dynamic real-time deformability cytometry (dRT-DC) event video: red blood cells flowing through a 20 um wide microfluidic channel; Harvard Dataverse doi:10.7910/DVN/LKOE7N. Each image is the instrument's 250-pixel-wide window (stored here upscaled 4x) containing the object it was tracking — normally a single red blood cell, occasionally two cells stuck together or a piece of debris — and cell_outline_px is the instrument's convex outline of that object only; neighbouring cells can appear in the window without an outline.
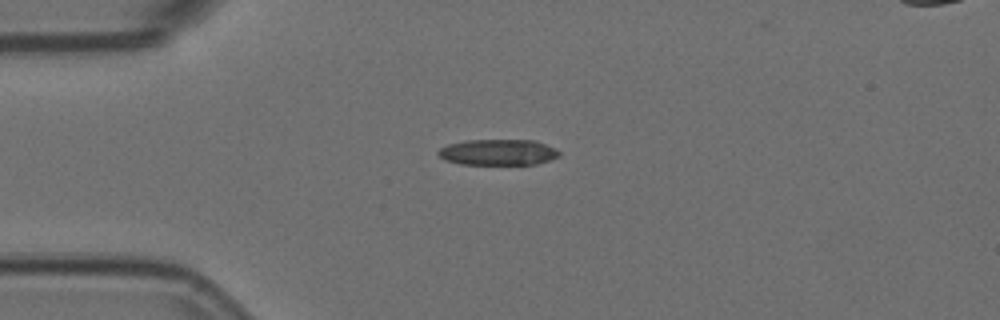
{"species": "Egyptian fruit bat (a non-hibernating species)", "species_latin": "Rousettus aegyptiacus", "temperature_condition": "room temperature", "stored_images_in_passage": 10, "camera_frame_rate_fps": 3000, "um_per_image_px": 0.085, "animal": {"sex": "female"}, "frame": {"image": 1, "passage_image": 1, "time_ms": 0.0, "image_size_px": [1000, 320], "cell_outline_px": [[560, 156], [536, 164], [460, 164], [444, 160], [436, 152], [440, 148], [448, 144], [464, 140], [536, 140], [556, 148], [560, 152]], "centroid_in_image_um": [42.33, 12.93], "position_along_channel_um": 42.7, "area_um2": 18.38}}
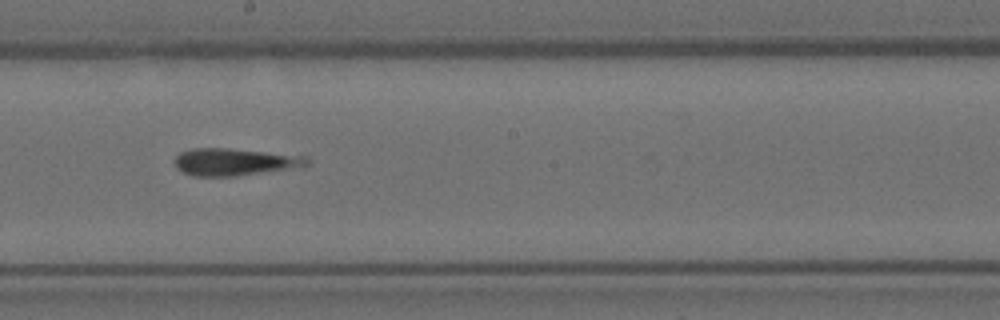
{"frame": {"image": 2, "passage_image": 6, "time_ms": 1.667, "image_size_px": [1000, 320], "cell_outline_px": [[312, 164], [300, 168], [236, 176], [192, 176], [176, 168], [172, 160], [180, 152], [192, 148], [228, 148], [308, 156]], "centroid_in_image_um": [19.99, 13.77], "position_along_channel_um": 228.2, "area_um2": 21.5}}
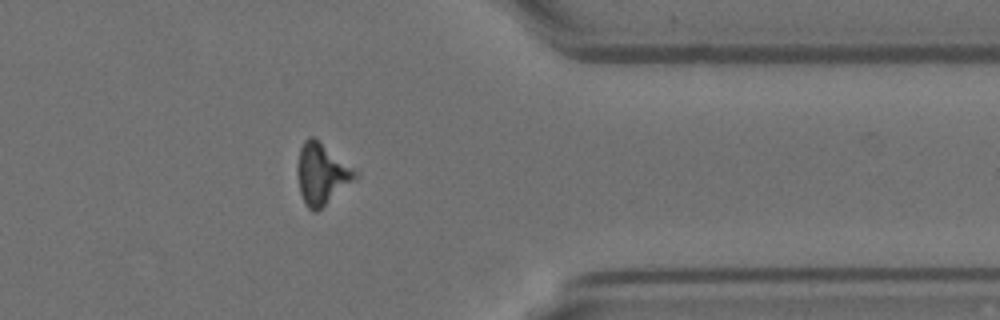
{"frame": {"image": 3, "passage_image": 10, "time_ms": 3.0, "image_size_px": [1000, 320], "cell_outline_px": [[360, 176], [316, 212], [312, 212], [308, 208], [300, 192], [296, 172], [296, 164], [300, 148], [304, 140], [308, 136], [312, 136], [352, 168]], "centroid_in_image_um": [27.3, 14.8], "position_along_channel_um": 384.1, "area_um2": 20.23}}